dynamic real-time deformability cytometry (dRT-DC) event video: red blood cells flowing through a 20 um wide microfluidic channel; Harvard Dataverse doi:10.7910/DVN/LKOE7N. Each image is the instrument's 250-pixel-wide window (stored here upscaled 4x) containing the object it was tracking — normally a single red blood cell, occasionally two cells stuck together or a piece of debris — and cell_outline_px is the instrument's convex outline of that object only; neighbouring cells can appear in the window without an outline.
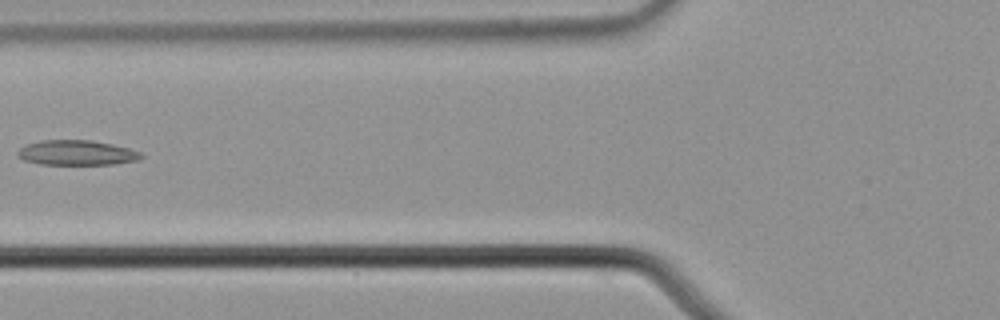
{"species": "common noctule bat (a hibernating species)", "species_latin": "Nyctalus noctula", "temperature_condition": "cold", "stored_images_in_passage": 6, "camera_frame_rate_fps": 3000, "um_per_image_px": 0.085, "animal": {"sex": "male", "body_mass_g": 21.5, "forearm_length_mm": 52.0}, "frame": {"image": 1, "passage_image": 5, "time_ms": 1.333, "image_size_px": [1000, 320], "cell_outline_px": [[144, 156], [140, 160], [116, 164], [40, 164], [24, 160], [16, 156], [16, 152], [20, 148], [28, 144], [40, 140], [92, 140], [112, 144], [128, 148], [140, 152]], "centroid_in_image_um": [6.53, 12.98], "position_along_channel_um": 119.3, "area_um2": 18.03}}
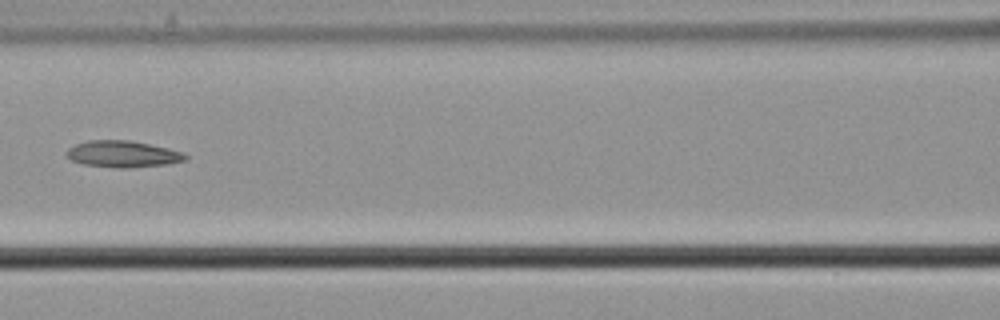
{"frame": {"image": 2, "passage_image": 6, "time_ms": 1.667, "image_size_px": [1000, 320], "cell_outline_px": [[188, 160], [168, 164], [132, 168], [116, 168], [84, 164], [72, 160], [64, 152], [68, 148], [76, 144], [88, 140], [128, 140], [168, 148], [184, 152], [188, 156]], "centroid_in_image_um": [10.47, 13.1], "position_along_channel_um": 156.1, "area_um2": 18.5}}